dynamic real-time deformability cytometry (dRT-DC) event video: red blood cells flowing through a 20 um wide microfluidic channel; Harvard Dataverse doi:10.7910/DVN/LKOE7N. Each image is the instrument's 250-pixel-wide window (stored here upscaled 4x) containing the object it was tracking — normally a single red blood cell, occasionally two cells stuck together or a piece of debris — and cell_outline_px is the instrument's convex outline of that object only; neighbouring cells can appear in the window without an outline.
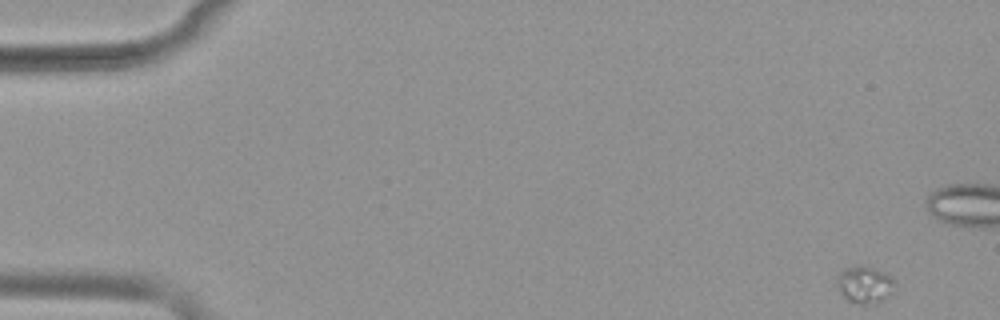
{"species": "common noctule bat (a hibernating species)", "species_latin": "Nyctalus noctula", "temperature_condition": "warm", "stored_images_in_passage": 52, "segment_of_instrument_passage": [1, 2], "camera_frame_rate_fps": 3000, "um_per_image_px": 0.085, "animal": {"sex": "female", "body_mass_g": 19.9}, "frame": {"image": 1, "passage_image": 1, "time_ms": 0.0, "image_size_px": [1000, 320], "cell_outline_px": [[896, 284], [880, 300], [864, 304], [856, 304], [848, 300], [840, 292], [836, 284], [836, 280], [840, 272], [844, 268], [872, 268], [892, 276]], "centroid_in_image_um": [73.45, 24.2], "position_along_channel_um": 11.6, "area_um2": 11.73}}
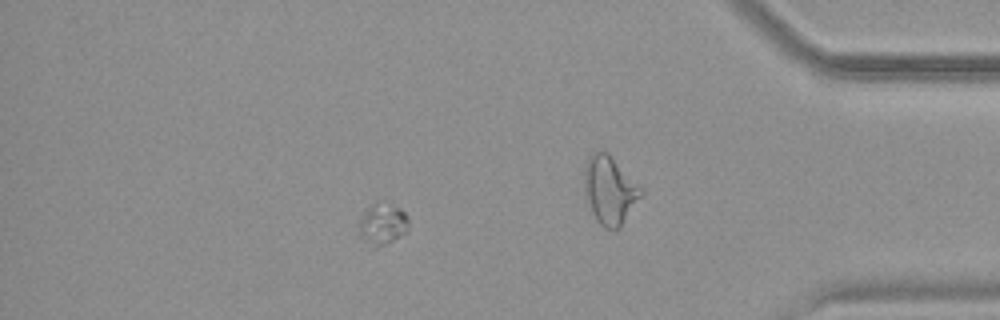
{"frame": {"image": 2, "passage_image": 45, "time_ms": 14.667, "image_size_px": [1000, 320], "cell_outline_px": [[408, 232], [384, 244], [372, 248], [360, 232], [360, 224], [368, 208], [376, 200], [384, 196], [400, 208], [408, 216]], "centroid_in_image_um": [32.59, 18.93], "position_along_channel_um": 402.6, "area_um2": 12.08}}